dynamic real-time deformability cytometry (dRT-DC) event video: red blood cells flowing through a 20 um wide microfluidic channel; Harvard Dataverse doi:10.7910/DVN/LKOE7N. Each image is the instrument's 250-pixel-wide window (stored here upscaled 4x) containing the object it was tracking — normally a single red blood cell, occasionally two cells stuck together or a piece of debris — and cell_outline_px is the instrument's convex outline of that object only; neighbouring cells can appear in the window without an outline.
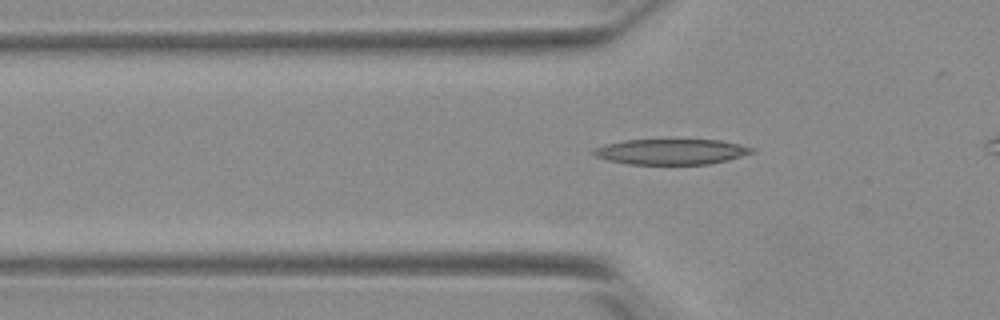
{"species": "Egyptian fruit bat (a non-hibernating species)", "species_latin": "Rousettus aegyptiacus", "temperature_condition": "warm", "stored_images_in_passage": 31, "camera_frame_rate_fps": 3000, "um_per_image_px": 0.085, "animal": {"sex": "female"}, "frame": {"image": 1, "passage_image": 2, "time_ms": 0.333, "image_size_px": [1000, 320], "cell_outline_px": [[756, 152], [728, 160], [708, 164], [628, 164], [608, 160], [592, 156], [592, 148], [604, 144], [624, 140], [720, 140], [740, 144], [756, 148]], "centroid_in_image_um": [57.04, 12.89], "position_along_channel_um": 68.8, "area_um2": 23.76}}
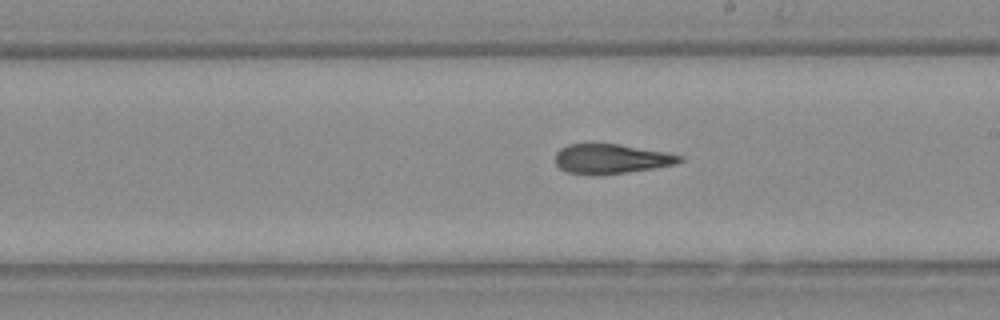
{"frame": {"image": 2, "passage_image": 15, "time_ms": 4.667, "image_size_px": [1000, 320], "cell_outline_px": [[684, 160], [676, 164], [652, 168], [596, 176], [568, 172], [560, 168], [556, 164], [556, 152], [560, 148], [568, 144], [620, 144], [664, 152], [684, 156]], "centroid_in_image_um": [51.94, 13.5], "position_along_channel_um": 237.1, "area_um2": 21.39}}
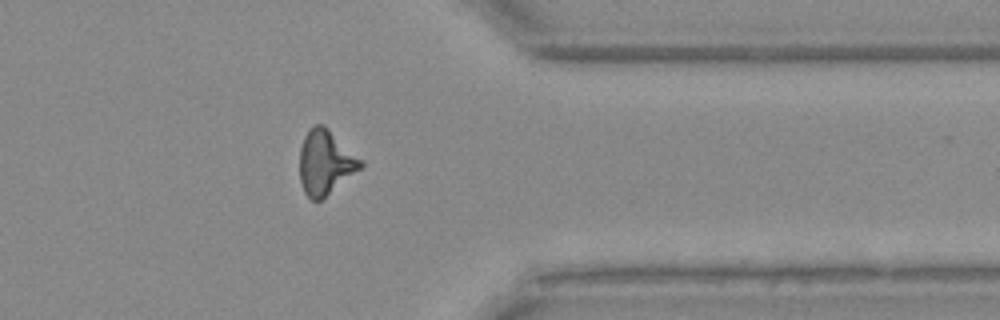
{"frame": {"image": 3, "passage_image": 27, "time_ms": 8.667, "image_size_px": [1000, 320], "cell_outline_px": [[364, 164], [360, 168], [320, 200], [312, 200], [304, 192], [300, 180], [300, 148], [304, 136], [308, 128], [316, 124], [324, 124]], "centroid_in_image_um": [27.6, 13.78], "position_along_channel_um": 383.8, "area_um2": 22.25}, "authors_computed_cell_mechanics": {"area_um2": 22.253, "velocity_mm_per_s": 3.8949, "shape_relaxation_time_tau1_ms": 8.2498, "shape_relaxation_time_tau2_ms": 4.0704, "deformation_change_tau1": 0.2504, "deformation_change_tau2": 0.1662}}